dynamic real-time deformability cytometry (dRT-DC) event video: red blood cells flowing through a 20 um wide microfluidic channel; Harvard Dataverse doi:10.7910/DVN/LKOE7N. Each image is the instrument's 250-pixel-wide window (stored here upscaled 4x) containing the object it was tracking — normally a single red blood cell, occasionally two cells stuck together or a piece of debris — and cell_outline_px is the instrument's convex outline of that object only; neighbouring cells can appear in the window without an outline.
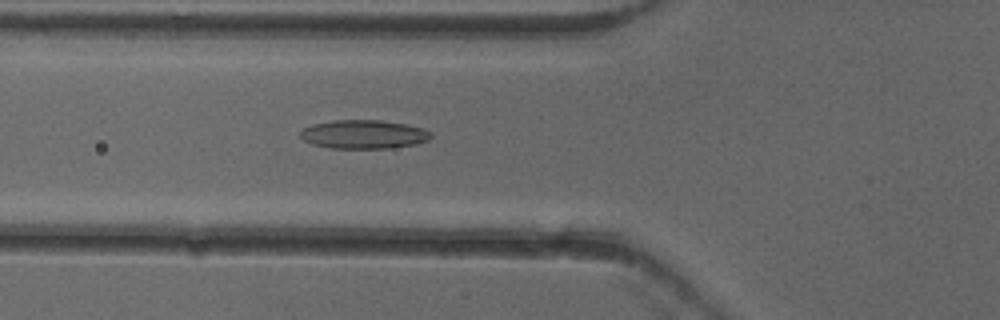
{"species": "common noctule bat (a hibernating species)", "species_latin": "Nyctalus noctula", "temperature_condition": "cold", "stored_images_in_passage": 36, "camera_frame_rate_fps": 3000, "um_per_image_px": 0.085, "animal": {"sex": "female"}, "frame": {"image": 1, "passage_image": 10, "time_ms": 3.0, "image_size_px": [1000, 320], "cell_outline_px": [[432, 136], [428, 140], [416, 144], [388, 148], [332, 148], [312, 144], [304, 140], [300, 136], [300, 132], [304, 128], [312, 124], [332, 120], [380, 120], [408, 124], [424, 128], [432, 132]], "centroid_in_image_um": [30.94, 11.41], "position_along_channel_um": 94.9, "area_um2": 21.96}}
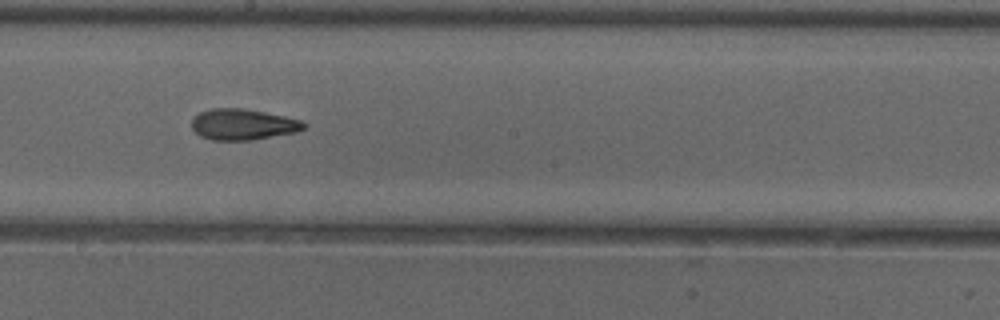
{"frame": {"image": 2, "passage_image": 20, "time_ms": 6.333, "image_size_px": [1000, 320], "cell_outline_px": [[308, 124], [304, 128], [296, 132], [252, 140], [212, 140], [200, 136], [192, 128], [192, 116], [200, 112], [212, 108], [244, 108], [284, 116], [300, 120]], "centroid_in_image_um": [20.63, 10.57], "position_along_channel_um": 227.6, "area_um2": 20.29}}
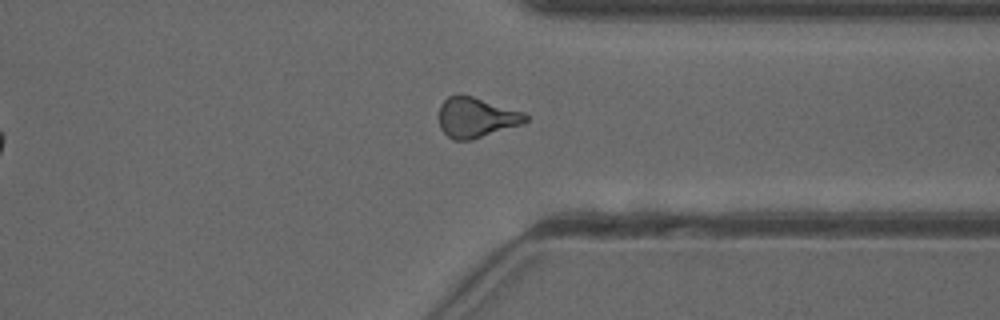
{"frame": {"image": 3, "passage_image": 31, "time_ms": 10.0, "image_size_px": [1000, 320], "cell_outline_px": [[528, 120], [520, 124], [472, 140], [452, 140], [440, 128], [440, 104], [448, 96], [472, 96], [524, 112], [528, 116]], "centroid_in_image_um": [40.47, 10.0], "position_along_channel_um": 370.9, "area_um2": 19.88}, "authors_computed_cell_mechanics": {"area_um2": 20.2878, "velocity_mm_per_s": 3.9485, "shape_relaxation_time_tau1_ms": null, "shape_relaxation_time_tau2_ms": 3.212, "deformation_change_tau1": null, "deformation_change_tau2": 0.1074}}